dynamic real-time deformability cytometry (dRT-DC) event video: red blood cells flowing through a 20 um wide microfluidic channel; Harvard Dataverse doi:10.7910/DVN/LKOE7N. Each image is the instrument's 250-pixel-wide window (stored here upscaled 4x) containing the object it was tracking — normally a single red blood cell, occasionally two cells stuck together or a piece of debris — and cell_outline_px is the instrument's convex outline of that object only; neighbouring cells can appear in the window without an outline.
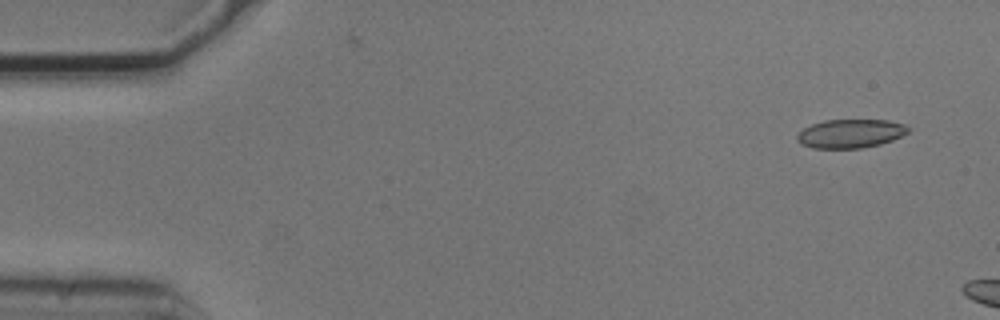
{"species": "common noctule bat (a hibernating species)", "species_latin": "Nyctalus noctula", "temperature_condition": "cold", "stored_images_in_passage": 3, "camera_frame_rate_fps": 3000, "um_per_image_px": 0.085, "animal": {"sex": "male", "body_mass_g": 20.5, "forearm_length_mm": 52.5}, "frame": {"image": 1, "passage_image": 1, "time_ms": 0.0, "image_size_px": [1000, 320], "cell_outline_px": [[912, 128], [908, 132], [892, 140], [880, 144], [860, 148], [812, 148], [800, 144], [796, 140], [796, 136], [804, 128], [812, 124], [824, 120], [888, 120], [904, 124]], "centroid_in_image_um": [72.28, 11.35], "position_along_channel_um": 12.7, "area_um2": 18.61}}